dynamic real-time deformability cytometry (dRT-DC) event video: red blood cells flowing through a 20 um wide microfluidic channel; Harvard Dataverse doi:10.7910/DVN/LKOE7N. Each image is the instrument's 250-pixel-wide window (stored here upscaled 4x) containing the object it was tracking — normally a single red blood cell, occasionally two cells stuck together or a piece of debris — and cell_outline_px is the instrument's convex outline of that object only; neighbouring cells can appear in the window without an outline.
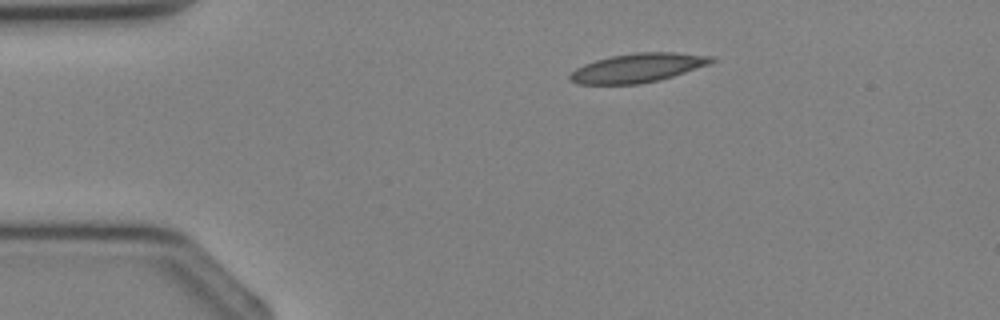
{"species": "Egyptian fruit bat (a non-hibernating species)", "species_latin": "Rousettus aegyptiacus", "temperature_condition": "cold", "stored_images_in_passage": 3, "camera_frame_rate_fps": 3000, "um_per_image_px": 0.085, "animal": {"sex": "female"}, "frame": {"image": 1, "passage_image": 1, "time_ms": 0.0, "image_size_px": [1000, 320], "cell_outline_px": [[716, 60], [708, 64], [660, 80], [640, 84], [576, 84], [568, 76], [576, 68], [584, 64], [596, 60], [612, 56], [636, 52], [672, 52], [712, 56]], "centroid_in_image_um": [54.19, 5.77], "position_along_channel_um": 30.8, "area_um2": 23.64}}